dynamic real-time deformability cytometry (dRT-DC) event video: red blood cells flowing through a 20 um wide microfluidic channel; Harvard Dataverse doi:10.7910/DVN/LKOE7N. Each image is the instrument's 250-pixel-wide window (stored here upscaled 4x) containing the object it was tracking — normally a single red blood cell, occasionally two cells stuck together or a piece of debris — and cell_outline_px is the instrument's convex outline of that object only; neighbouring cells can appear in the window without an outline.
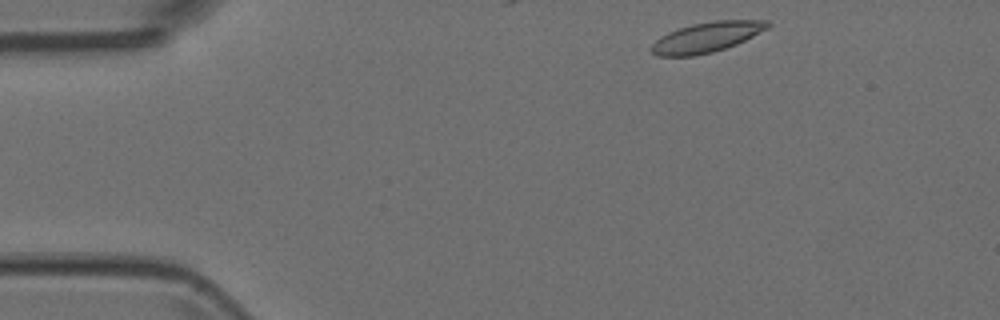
{"species": "Egyptian fruit bat (a non-hibernating species)", "species_latin": "Rousettus aegyptiacus", "temperature_condition": "room temperature", "stored_images_in_passage": 3, "camera_frame_rate_fps": 3000, "um_per_image_px": 0.085, "animal": {"sex": "female"}, "frame": {"image": 1, "passage_image": 1, "time_ms": 0.0, "image_size_px": [1000, 320], "cell_outline_px": [[772, 24], [768, 28], [736, 44], [712, 52], [692, 56], [656, 56], [648, 48], [660, 36], [668, 32], [692, 24], [716, 20], [768, 20]], "centroid_in_image_um": [60.04, 3.16], "position_along_channel_um": 25.0, "area_um2": 20.35}}